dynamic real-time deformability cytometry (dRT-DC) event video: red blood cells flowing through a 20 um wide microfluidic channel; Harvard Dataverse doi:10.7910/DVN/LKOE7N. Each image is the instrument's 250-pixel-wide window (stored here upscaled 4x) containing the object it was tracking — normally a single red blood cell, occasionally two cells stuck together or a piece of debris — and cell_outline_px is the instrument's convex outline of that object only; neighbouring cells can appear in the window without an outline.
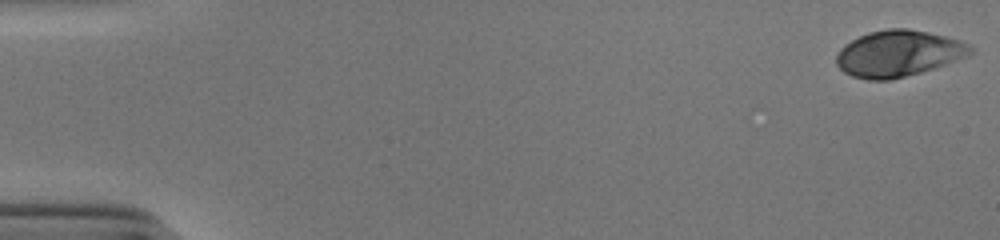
{"species": "human", "species_latin": "Homo sapiens", "temperature_condition": "cold", "stored_images_in_passage": 46, "camera_frame_rate_fps": 3000, "um_per_image_px": 0.085, "donor": {"sex": "male"}, "frame": {"image": 1, "passage_image": 1, "time_ms": 0.0, "image_size_px": [1000, 240], "cell_outline_px": [[972, 52], [968, 56], [920, 72], [892, 80], [868, 80], [852, 76], [844, 72], [836, 64], [836, 56], [840, 48], [844, 44], [868, 32], [888, 28], [908, 28], [928, 32], [960, 40], [968, 44], [972, 48]], "centroid_in_image_um": [76.33, 4.54], "position_along_channel_um": 8.7, "area_um2": 36.01}}
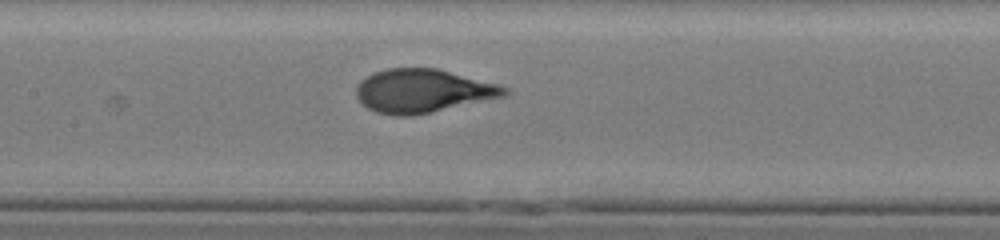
{"frame": {"image": 2, "passage_image": 26, "time_ms": 8.333, "image_size_px": [1000, 240], "cell_outline_px": [[508, 92], [504, 96], [428, 112], [408, 116], [396, 116], [376, 112], [368, 108], [356, 96], [356, 84], [360, 80], [372, 72], [388, 68], [436, 68], [500, 84], [508, 88]], "centroid_in_image_um": [35.9, 7.7], "position_along_channel_um": 171.5, "area_um2": 37.28}}
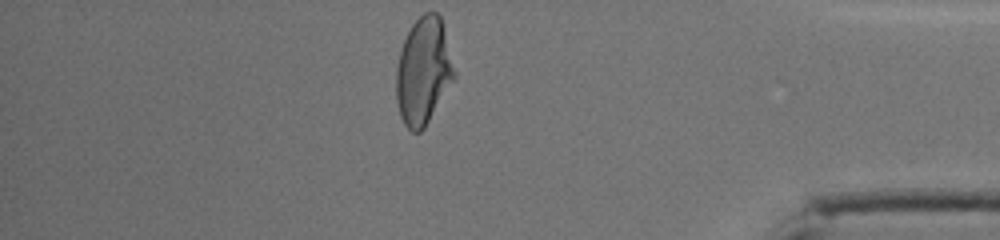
{"frame": {"image": 3, "passage_image": 46, "time_ms": 15.0, "image_size_px": [1000, 240], "cell_outline_px": [[456, 76], [424, 128], [420, 132], [412, 132], [404, 124], [400, 116], [396, 100], [396, 68], [400, 52], [404, 40], [412, 24], [424, 12], [436, 12], [440, 16], [444, 24], [456, 72]], "centroid_in_image_um": [36.0, 6.03], "position_along_channel_um": 399.2, "area_um2": 36.3}, "authors_computed_cell_mechanics": {"area_um2": 36.6741, "velocity_mm_per_s": 3.8884, "shape_relaxation_time_tau1_ms": 4.6828, "shape_relaxation_time_tau2_ms": null, "deformation_change_tau1": 0.2143, "deformation_change_tau2": null}}